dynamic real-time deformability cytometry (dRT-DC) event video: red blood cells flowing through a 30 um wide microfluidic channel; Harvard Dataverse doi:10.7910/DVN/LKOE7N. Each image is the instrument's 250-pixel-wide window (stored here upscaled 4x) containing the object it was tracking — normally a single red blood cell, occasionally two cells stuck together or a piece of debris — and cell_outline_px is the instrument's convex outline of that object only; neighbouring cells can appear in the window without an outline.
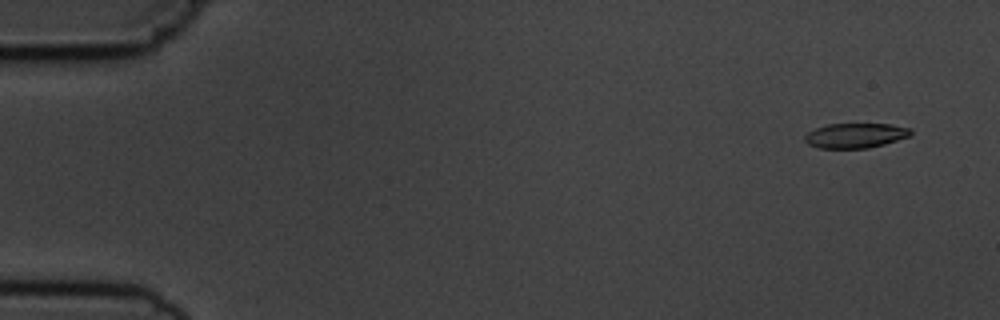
{"species": "common noctule bat (a hibernating species)", "species_latin": "Nyctalus noctula", "temperature_condition": "cold", "stored_images_in_passage": 7, "camera_frame_rate_fps": 3000, "um_per_image_px": 0.085, "animal": {"sex": "male", "body_mass_g": 19.5, "forearm_length_mm": 54.6}, "frame": {"image": 1, "passage_image": 2, "time_ms": 1.0, "image_size_px": [1000, 320], "cell_outline_px": [[912, 132], [908, 136], [884, 144], [868, 148], [820, 148], [808, 144], [804, 140], [804, 136], [808, 132], [816, 128], [828, 124], [892, 124], [912, 128]], "centroid_in_image_um": [72.71, 11.51], "position_along_channel_um": 12.3, "area_um2": 15.26}}
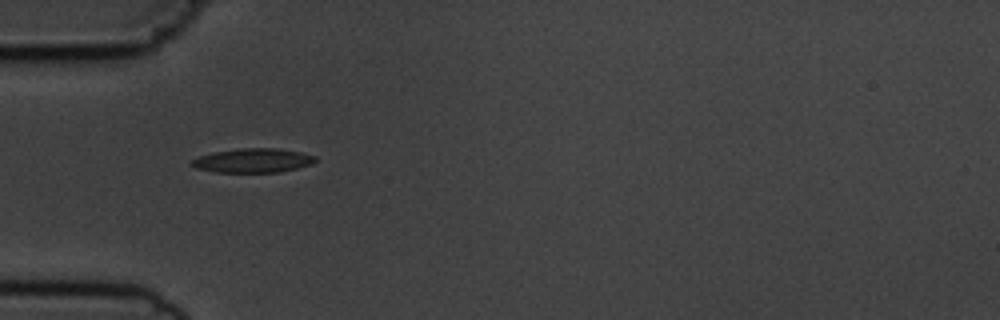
{"frame": {"image": 2, "passage_image": 6, "time_ms": 5.667, "image_size_px": [1000, 320], "cell_outline_px": [[316, 160], [312, 164], [280, 172], [216, 172], [196, 168], [192, 164], [192, 160], [200, 156], [212, 152], [240, 148], [276, 148], [300, 152], [316, 156]], "centroid_in_image_um": [21.52, 13.64], "position_along_channel_um": 63.5, "area_um2": 17.28}}
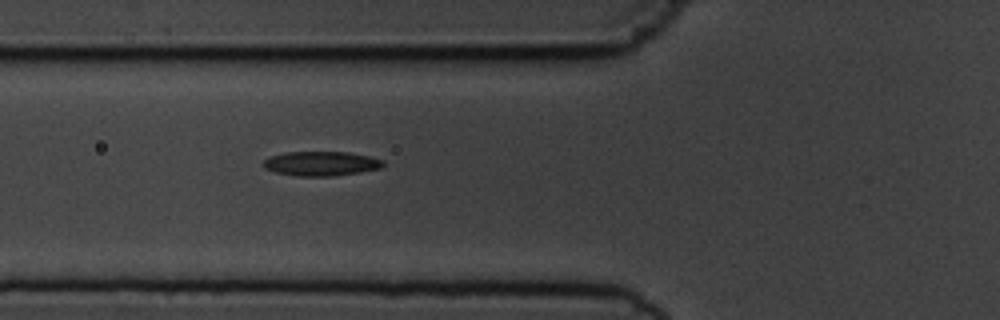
{"frame": {"image": 3, "passage_image": 7, "time_ms": 6.667, "image_size_px": [1000, 320], "cell_outline_px": [[384, 164], [380, 168], [360, 172], [332, 176], [296, 176], [276, 172], [264, 168], [264, 160], [272, 156], [284, 152], [348, 152], [368, 156], [384, 160]], "centroid_in_image_um": [27.3, 13.9], "position_along_channel_um": 98.5, "area_um2": 16.94}}